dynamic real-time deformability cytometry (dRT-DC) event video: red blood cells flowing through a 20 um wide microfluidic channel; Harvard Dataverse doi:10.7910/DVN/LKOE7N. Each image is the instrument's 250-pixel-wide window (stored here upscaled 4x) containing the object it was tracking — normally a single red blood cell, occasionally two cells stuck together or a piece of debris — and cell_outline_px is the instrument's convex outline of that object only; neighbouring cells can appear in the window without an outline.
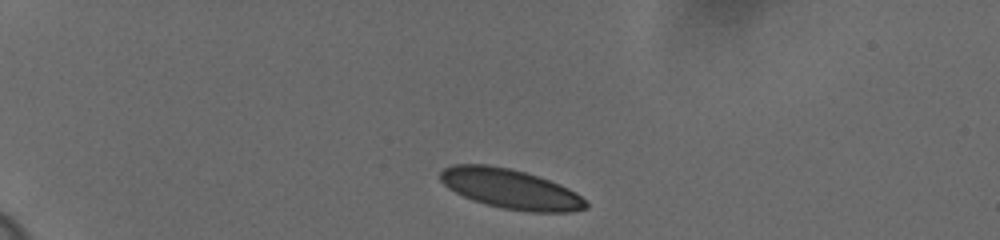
{"species": "human", "species_latin": "Homo sapiens", "temperature_condition": "cold", "stored_images_in_passage": 45, "camera_frame_rate_fps": 3000, "um_per_image_px": 0.085, "donor": {"sex": "female"}, "frame": {"image": 1, "passage_image": 1, "time_ms": 0.0, "image_size_px": [1000, 240], "cell_outline_px": [[588, 208], [572, 212], [532, 212], [500, 208], [484, 204], [472, 200], [448, 188], [440, 180], [440, 172], [444, 168], [452, 164], [488, 164], [508, 168], [524, 172], [560, 184], [576, 192], [588, 200]], "centroid_in_image_um": [43.41, 16.07], "position_along_channel_um": 41.6, "area_um2": 33.87}}
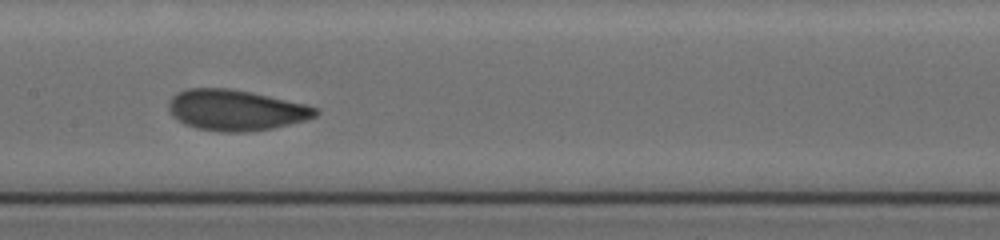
{"frame": {"image": 2, "passage_image": 19, "time_ms": 6.0, "image_size_px": [1000, 240], "cell_outline_px": [[320, 112], [316, 116], [304, 120], [272, 128], [244, 132], [224, 132], [196, 128], [184, 124], [172, 116], [168, 108], [168, 100], [176, 92], [188, 88], [228, 88], [252, 92], [308, 104], [320, 108]], "centroid_in_image_um": [20.04, 9.35], "position_along_channel_um": 187.4, "area_um2": 35.2}}
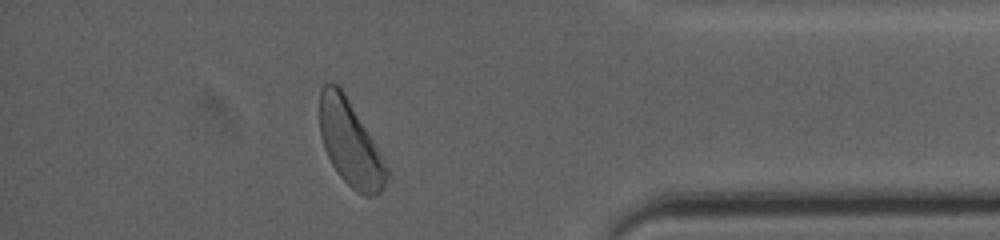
{"frame": {"image": 3, "passage_image": 39, "time_ms": 12.667, "image_size_px": [1000, 240], "cell_outline_px": [[388, 176], [380, 192], [372, 196], [364, 196], [356, 192], [340, 176], [332, 164], [324, 148], [320, 136], [320, 88], [324, 84], [336, 84], [344, 92], [380, 152], [388, 168]], "centroid_in_image_um": [29.76, 12.2], "position_along_channel_um": 405.4, "area_um2": 32.77}, "authors_computed_cell_mechanics": {"area_um2": 34.0442, "velocity_mm_per_s": 3.5939, "shape_relaxation_time_tau1_ms": 2.8928, "shape_relaxation_time_tau2_ms": 0.9541, "deformation_change_tau1": 0.1023, "deformation_change_tau2": 0.0567}}